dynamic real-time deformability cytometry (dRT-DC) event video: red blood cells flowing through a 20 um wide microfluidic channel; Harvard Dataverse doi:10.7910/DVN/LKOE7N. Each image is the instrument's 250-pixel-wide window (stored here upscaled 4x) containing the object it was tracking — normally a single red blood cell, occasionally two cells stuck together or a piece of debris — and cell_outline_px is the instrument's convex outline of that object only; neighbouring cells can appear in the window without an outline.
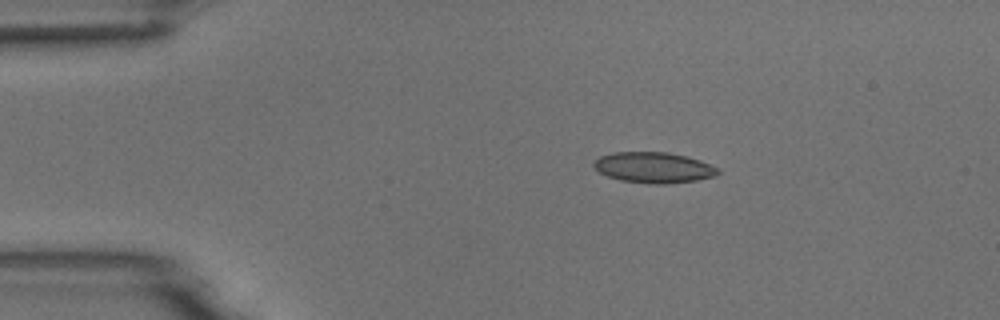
{"species": "common noctule bat (a hibernating species)", "species_latin": "Nyctalus noctula", "temperature_condition": "room temperature", "stored_images_in_passage": 7, "camera_frame_rate_fps": 3000, "um_per_image_px": 0.085, "animal": {"sex": "male", "body_mass_g": 18.8}, "frame": {"image": 1, "passage_image": 1, "time_ms": 0.0, "image_size_px": [1000, 320], "cell_outline_px": [[720, 172], [716, 176], [696, 180], [668, 184], [652, 184], [620, 180], [608, 176], [600, 172], [592, 164], [600, 156], [612, 152], [668, 152], [688, 156], [700, 160], [720, 168]], "centroid_in_image_um": [55.61, 14.24], "position_along_channel_um": 29.4, "area_um2": 22.37}}
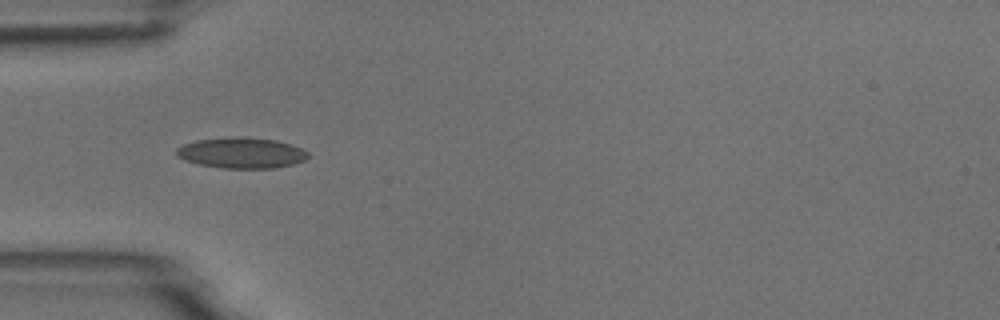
{"frame": {"image": 2, "passage_image": 3, "time_ms": 2.333, "image_size_px": [1000, 320], "cell_outline_px": [[308, 156], [304, 160], [292, 164], [272, 168], [224, 168], [200, 164], [184, 160], [176, 156], [176, 148], [184, 144], [196, 140], [232, 136], [244, 136], [276, 140], [292, 144], [308, 152]], "centroid_in_image_um": [20.5, 12.98], "position_along_channel_um": 64.5, "area_um2": 23.64}}
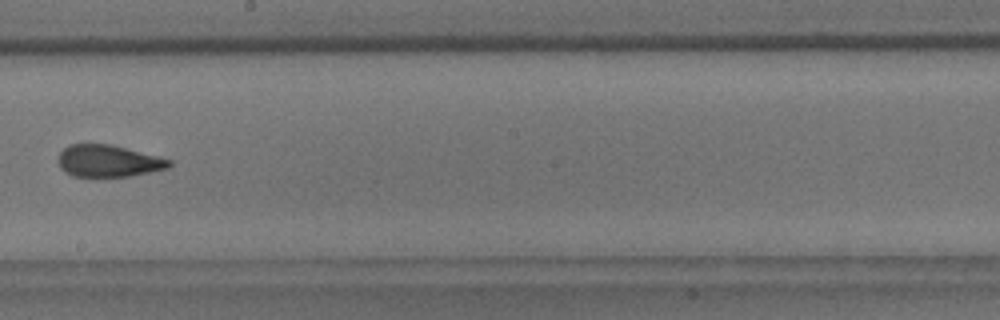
{"frame": {"image": 3, "passage_image": 7, "time_ms": 7.0, "image_size_px": [1000, 320], "cell_outline_px": [[172, 164], [168, 168], [128, 176], [72, 176], [64, 172], [60, 168], [56, 160], [60, 152], [64, 148], [72, 144], [112, 144], [172, 160]], "centroid_in_image_um": [9.17, 13.68], "position_along_channel_um": 239.0, "area_um2": 20.63}}